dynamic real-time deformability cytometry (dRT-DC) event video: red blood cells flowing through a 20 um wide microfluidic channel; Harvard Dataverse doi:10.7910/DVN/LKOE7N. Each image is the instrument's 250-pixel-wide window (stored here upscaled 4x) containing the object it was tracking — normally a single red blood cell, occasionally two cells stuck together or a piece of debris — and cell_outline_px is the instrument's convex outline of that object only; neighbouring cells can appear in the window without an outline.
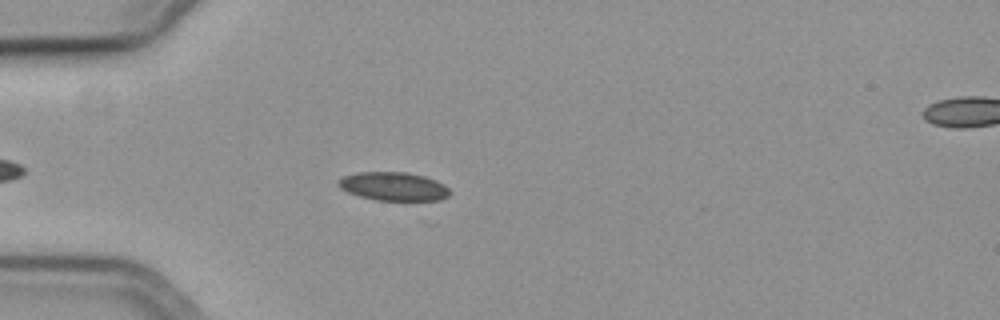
{"species": "common noctule bat (a hibernating species)", "species_latin": "Nyctalus noctula", "temperature_condition": "cold", "stored_images_in_passage": 21, "camera_frame_rate_fps": 3000, "um_per_image_px": 0.085, "animal": {"sex": "female", "body_mass_g": 19.3, "forearm_length_mm": 54.1}, "frame": {"image": 1, "passage_image": 8, "time_ms": 2.333, "image_size_px": [1000, 320], "cell_outline_px": [[452, 192], [448, 196], [440, 200], [376, 200], [360, 196], [348, 192], [340, 188], [336, 184], [336, 180], [344, 176], [356, 172], [408, 172], [424, 176], [436, 180], [444, 184]], "centroid_in_image_um": [33.44, 15.83], "position_along_channel_um": 51.6, "area_um2": 18.67}}
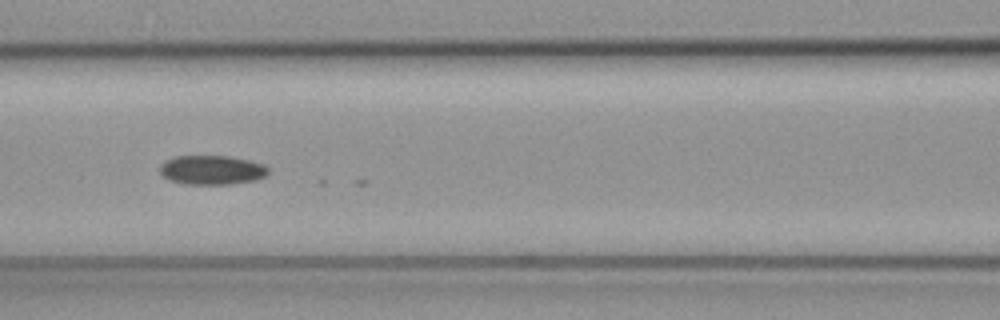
{"frame": {"image": 2, "passage_image": 17, "time_ms": 5.333, "image_size_px": [1000, 320], "cell_outline_px": [[268, 172], [264, 176], [256, 180], [232, 184], [184, 184], [168, 180], [160, 172], [160, 164], [164, 160], [176, 156], [228, 156], [248, 160], [264, 164], [268, 168]], "centroid_in_image_um": [17.98, 14.45], "position_along_channel_um": 148.6, "area_um2": 18.55}}
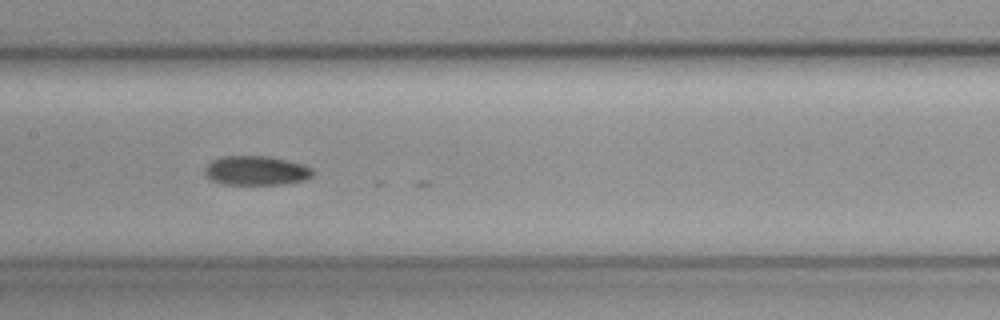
{"frame": {"image": 3, "passage_image": 20, "time_ms": 6.333, "image_size_px": [1000, 320], "cell_outline_px": [[312, 176], [308, 180], [280, 184], [224, 184], [212, 180], [204, 176], [204, 168], [212, 160], [220, 156], [268, 156], [288, 160], [304, 164], [312, 168]], "centroid_in_image_um": [21.77, 14.49], "position_along_channel_um": 185.6, "area_um2": 18.61}}